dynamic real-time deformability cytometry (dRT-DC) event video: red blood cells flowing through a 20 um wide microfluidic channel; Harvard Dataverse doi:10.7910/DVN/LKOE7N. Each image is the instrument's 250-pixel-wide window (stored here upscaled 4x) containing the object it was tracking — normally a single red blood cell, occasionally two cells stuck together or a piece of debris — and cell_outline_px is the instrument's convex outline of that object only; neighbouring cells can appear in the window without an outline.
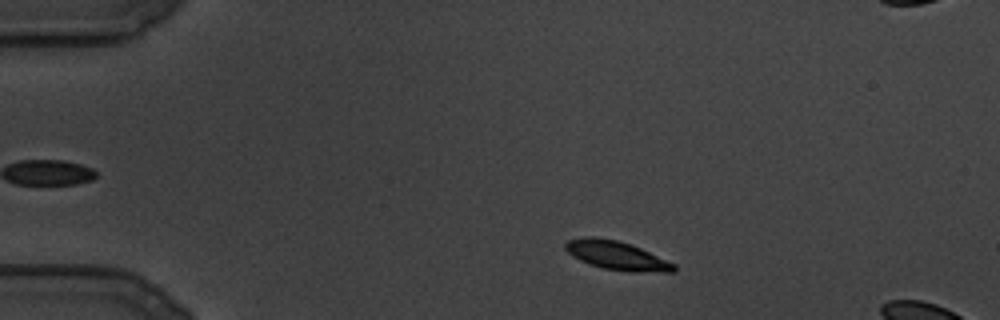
{"species": "common noctule bat (a hibernating species)", "species_latin": "Nyctalus noctula", "temperature_condition": "cold", "stored_images_in_passage": 24, "camera_frame_rate_fps": 3000, "um_per_image_px": 0.085, "animal": {"sex": "male", "body_mass_g": 19.5, "forearm_length_mm": 54.6}, "frame": {"image": 1, "passage_image": 12, "time_ms": 3.667, "image_size_px": [1000, 320], "cell_outline_px": [[676, 272], [628, 272], [604, 268], [588, 264], [572, 256], [564, 248], [564, 244], [568, 240], [584, 236], [596, 236], [616, 240], [640, 248], [676, 264]], "centroid_in_image_um": [52.4, 21.72], "position_along_channel_um": 32.6, "area_um2": 18.26}}